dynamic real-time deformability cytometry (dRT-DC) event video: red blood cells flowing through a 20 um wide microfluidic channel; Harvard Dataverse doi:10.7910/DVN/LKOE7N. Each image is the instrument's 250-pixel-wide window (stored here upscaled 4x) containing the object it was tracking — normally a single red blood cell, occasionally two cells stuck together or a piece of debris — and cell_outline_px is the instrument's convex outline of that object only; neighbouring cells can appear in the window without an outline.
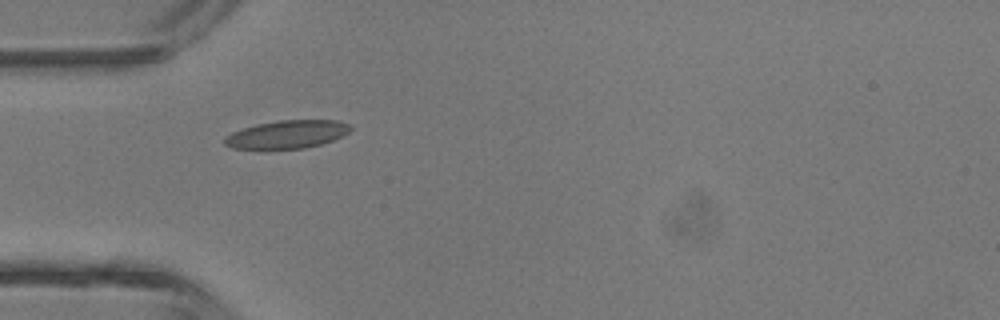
{"species": "common noctule bat (a hibernating species)", "species_latin": "Nyctalus noctula", "temperature_condition": "room temperature", "stored_images_in_passage": 2, "camera_frame_rate_fps": 3000, "um_per_image_px": 0.085, "animal": {"sex": "male", "body_mass_g": 13.3}, "frame": {"image": 1, "passage_image": 1, "time_ms": 0.0, "image_size_px": [1000, 320], "cell_outline_px": [[352, 128], [348, 132], [332, 140], [320, 144], [304, 148], [264, 152], [260, 152], [232, 148], [224, 144], [224, 136], [232, 132], [256, 124], [280, 120], [336, 120], [352, 124]], "centroid_in_image_um": [24.31, 11.47], "position_along_channel_um": 60.7, "area_um2": 21.44}}
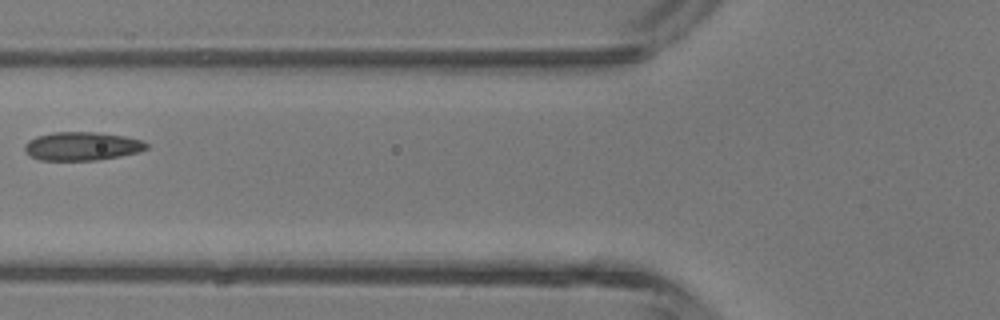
{"frame": {"image": 2, "passage_image": 2, "time_ms": 1.333, "image_size_px": [1000, 320], "cell_outline_px": [[148, 148], [140, 152], [120, 156], [96, 160], [40, 160], [32, 156], [24, 148], [24, 144], [28, 140], [36, 136], [52, 132], [96, 132], [124, 136], [144, 140], [148, 144]], "centroid_in_image_um": [7.0, 12.42], "position_along_channel_um": 118.8, "area_um2": 20.29}}